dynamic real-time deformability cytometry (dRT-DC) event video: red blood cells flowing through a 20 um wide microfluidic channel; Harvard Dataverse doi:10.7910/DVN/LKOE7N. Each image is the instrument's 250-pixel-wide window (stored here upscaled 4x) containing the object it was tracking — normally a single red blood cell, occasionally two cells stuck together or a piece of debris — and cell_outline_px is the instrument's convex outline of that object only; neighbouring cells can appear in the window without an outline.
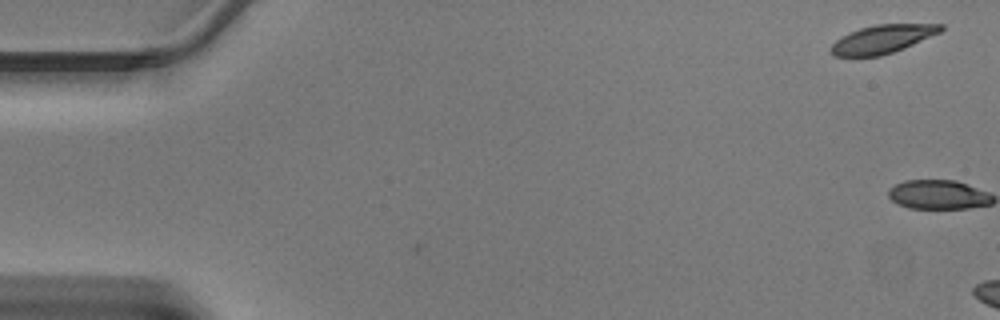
{"species": "Egyptian fruit bat (a non-hibernating species)", "species_latin": "Rousettus aegyptiacus", "temperature_condition": "warm", "stored_images_in_passage": 3, "camera_frame_rate_fps": 3000, "um_per_image_px": 0.085, "animal": {"sex": "male"}, "frame": {"image": 1, "passage_image": 1, "time_ms": 0.0, "image_size_px": [1000, 320], "cell_outline_px": [[944, 28], [940, 32], [912, 44], [892, 52], [880, 56], [832, 56], [832, 44], [836, 40], [860, 28], [876, 24], [944, 24]], "centroid_in_image_um": [75.02, 3.32], "position_along_channel_um": 10.0, "area_um2": 17.69}}